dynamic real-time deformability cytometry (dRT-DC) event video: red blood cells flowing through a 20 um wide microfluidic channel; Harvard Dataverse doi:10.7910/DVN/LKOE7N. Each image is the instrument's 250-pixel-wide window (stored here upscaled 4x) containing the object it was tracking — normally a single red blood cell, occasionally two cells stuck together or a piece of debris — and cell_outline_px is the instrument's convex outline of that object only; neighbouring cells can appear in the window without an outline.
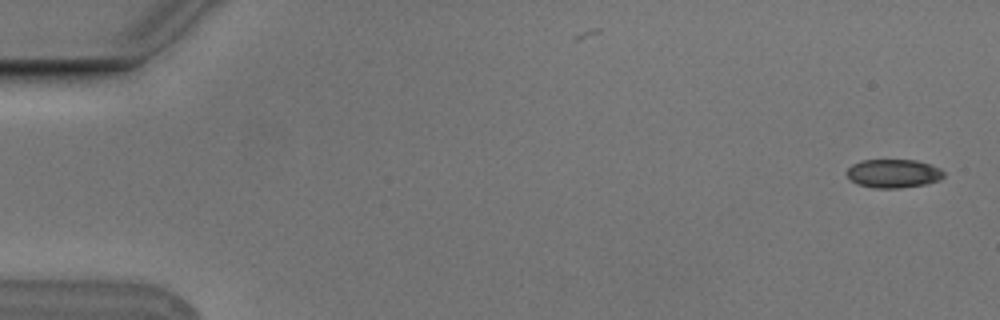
{"species": "Egyptian fruit bat (a non-hibernating species)", "species_latin": "Rousettus aegyptiacus", "temperature_condition": "cold", "stored_images_in_passage": 5, "camera_frame_rate_fps": 3000, "um_per_image_px": 0.085, "animal": {"sex": "male"}, "frame": {"image": 1, "passage_image": 1, "time_ms": 0.0, "image_size_px": [1000, 320], "cell_outline_px": [[944, 176], [940, 180], [928, 184], [900, 188], [876, 188], [860, 184], [852, 180], [844, 172], [852, 164], [860, 160], [916, 160], [940, 168], [944, 172]], "centroid_in_image_um": [75.95, 14.74], "position_along_channel_um": 9.0, "area_um2": 16.18}}